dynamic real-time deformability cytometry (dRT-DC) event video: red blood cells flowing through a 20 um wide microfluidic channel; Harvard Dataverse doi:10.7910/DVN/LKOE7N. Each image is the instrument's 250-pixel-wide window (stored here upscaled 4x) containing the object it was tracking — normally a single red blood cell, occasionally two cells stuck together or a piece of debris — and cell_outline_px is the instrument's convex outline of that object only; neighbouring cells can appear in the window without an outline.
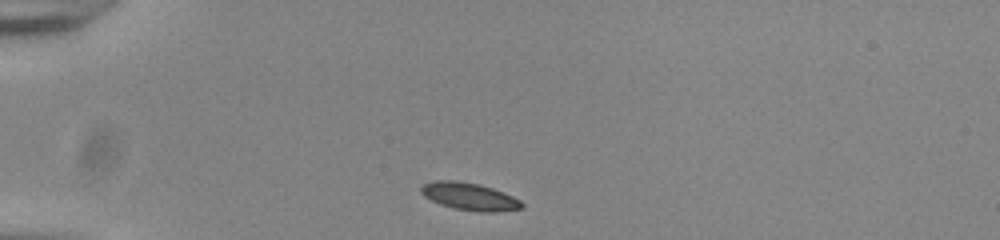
{"species": "common noctule bat (a hibernating species)", "species_latin": "Nyctalus noctula", "temperature_condition": "room temperature", "stored_images_in_passage": 41, "camera_frame_rate_fps": 3000, "um_per_image_px": 0.085, "animal": {"sex": "male", "body_mass_g": 20.0, "forearm_length_mm": 53.3}, "frame": {"image": 1, "passage_image": 1, "time_ms": 0.0, "image_size_px": [1000, 240], "cell_outline_px": [[524, 208], [496, 212], [476, 212], [452, 208], [440, 204], [424, 196], [420, 192], [420, 188], [424, 184], [432, 180], [456, 180], [480, 184], [504, 192], [520, 200], [524, 204]], "centroid_in_image_um": [39.91, 16.7], "position_along_channel_um": 45.1, "area_um2": 16.36}}
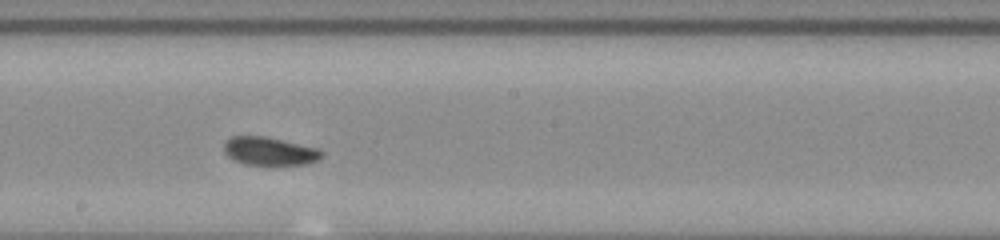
{"frame": {"image": 2, "passage_image": 18, "time_ms": 5.667, "image_size_px": [1000, 240], "cell_outline_px": [[324, 156], [308, 164], [244, 164], [232, 160], [224, 152], [224, 140], [232, 136], [264, 136], [320, 148], [324, 152]], "centroid_in_image_um": [22.91, 12.84], "position_along_channel_um": 225.3, "area_um2": 16.18}}
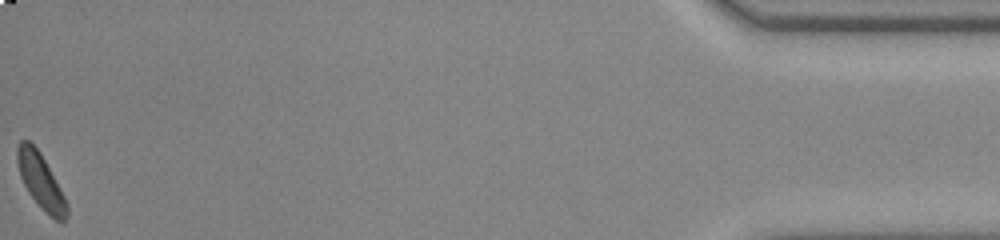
{"frame": {"image": 3, "passage_image": 41, "time_ms": 13.333, "image_size_px": [1000, 240], "cell_outline_px": [[68, 216], [64, 224], [60, 224], [44, 212], [28, 192], [20, 176], [16, 160], [16, 148], [20, 140], [28, 140], [40, 152], [60, 188], [68, 204]], "centroid_in_image_um": [3.48, 15.46], "position_along_channel_um": 431.7, "area_um2": 16.07}, "authors_computed_cell_mechanics": {"area_um2": 16.1262, "velocity_mm_per_s": 3.8087, "shape_relaxation_time_tau1_ms": 1.427, "shape_relaxation_time_tau2_ms": null, "deformation_change_tau1": 0.0772, "deformation_change_tau2": null}}